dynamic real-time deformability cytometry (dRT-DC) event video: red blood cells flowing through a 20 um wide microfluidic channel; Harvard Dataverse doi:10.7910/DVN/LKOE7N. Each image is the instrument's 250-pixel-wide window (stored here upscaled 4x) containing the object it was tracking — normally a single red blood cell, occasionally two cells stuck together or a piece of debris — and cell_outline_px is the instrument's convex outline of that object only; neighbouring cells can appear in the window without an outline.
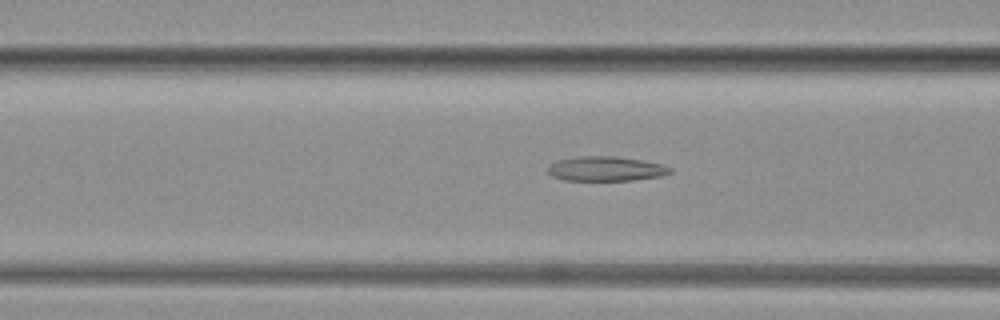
{"species": "common noctule bat (a hibernating species)", "species_latin": "Nyctalus noctula", "temperature_condition": "warm", "stored_images_in_passage": 78, "camera_frame_rate_fps": 3000, "um_per_image_px": 0.085, "animal": {"sex": "female", "body_mass_g": 19.3, "forearm_length_mm": 54.1}, "frame": {"image": 1, "passage_image": 32, "time_ms": 10.333, "image_size_px": [1000, 320], "cell_outline_px": [[672, 172], [660, 176], [632, 180], [564, 180], [552, 176], [548, 172], [548, 168], [556, 160], [580, 156], [616, 156], [640, 160], [660, 164], [672, 168]], "centroid_in_image_um": [51.48, 14.34], "position_along_channel_um": 115.1, "area_um2": 17.34}}
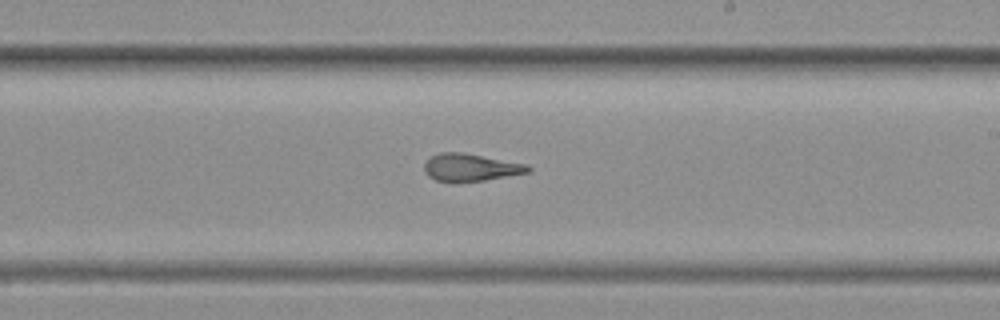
{"frame": {"image": 2, "passage_image": 48, "time_ms": 15.667, "image_size_px": [1000, 320], "cell_outline_px": [[532, 172], [484, 180], [436, 180], [428, 176], [424, 172], [424, 164], [432, 156], [440, 152], [460, 152], [528, 164], [532, 168]], "centroid_in_image_um": [40.05, 14.21], "position_along_channel_um": 249.0, "area_um2": 16.24}}
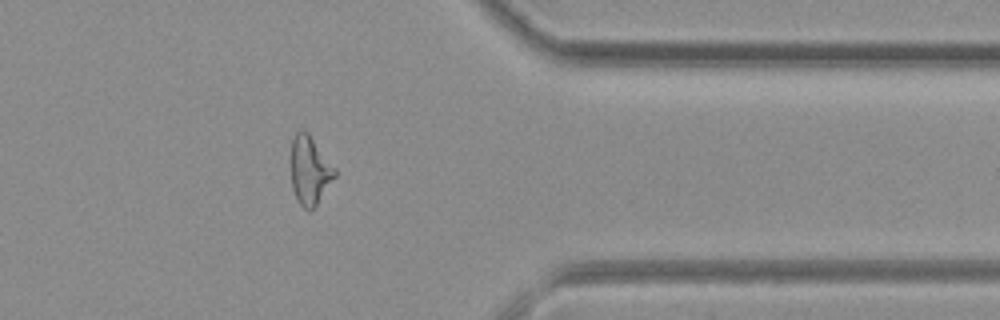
{"frame": {"image": 3, "passage_image": 66, "time_ms": 21.667, "image_size_px": [1000, 320], "cell_outline_px": [[336, 176], [316, 204], [312, 208], [304, 208], [300, 204], [292, 188], [292, 140], [296, 132], [300, 128], [308, 132], [336, 168]], "centroid_in_image_um": [26.34, 14.43], "position_along_channel_um": 385.1, "area_um2": 17.17}}